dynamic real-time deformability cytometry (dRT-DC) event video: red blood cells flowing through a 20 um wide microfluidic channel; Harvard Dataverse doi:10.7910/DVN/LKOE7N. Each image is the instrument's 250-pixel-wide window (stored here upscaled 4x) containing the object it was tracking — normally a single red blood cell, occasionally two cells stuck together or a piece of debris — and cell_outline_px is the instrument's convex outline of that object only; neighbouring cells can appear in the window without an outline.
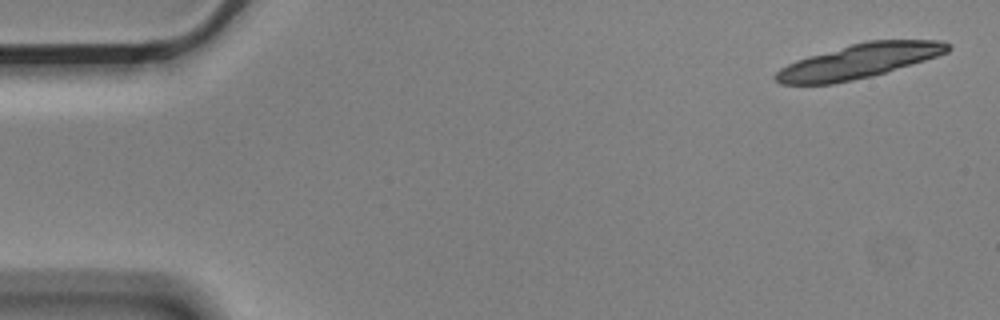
{"species": "Egyptian fruit bat (a non-hibernating species)", "species_latin": "Rousettus aegyptiacus", "temperature_condition": "cold", "stored_images_in_passage": 4, "camera_frame_rate_fps": 3000, "um_per_image_px": 0.085, "animal": {"sex": "male"}, "frame": {"image": 1, "passage_image": 1, "time_ms": 0.0, "image_size_px": [1000, 320], "cell_outline_px": [[952, 48], [948, 52], [924, 60], [872, 76], [832, 84], [780, 84], [772, 76], [780, 68], [796, 60], [808, 56], [852, 44], [868, 40], [940, 40], [952, 44]], "centroid_in_image_um": [73.01, 5.19], "position_along_channel_um": 12.0, "area_um2": 34.22}}